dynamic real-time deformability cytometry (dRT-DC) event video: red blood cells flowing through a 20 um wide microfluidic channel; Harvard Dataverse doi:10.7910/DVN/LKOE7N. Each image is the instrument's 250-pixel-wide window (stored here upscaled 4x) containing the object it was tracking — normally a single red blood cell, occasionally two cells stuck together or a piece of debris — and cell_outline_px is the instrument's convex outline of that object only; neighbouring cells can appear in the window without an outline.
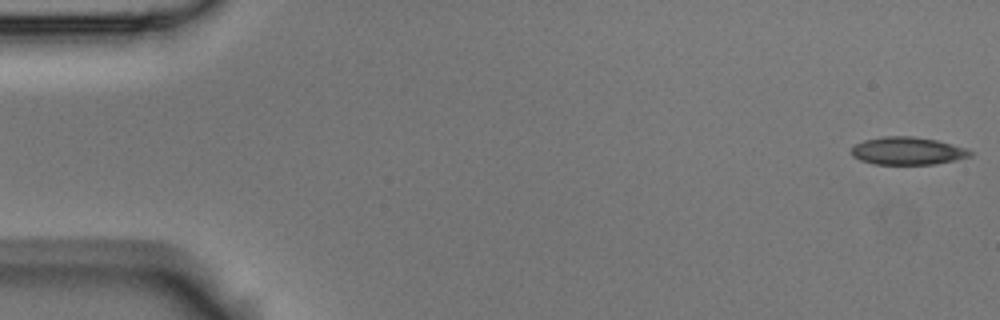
{"species": "Egyptian fruit bat (a non-hibernating species)", "species_latin": "Rousettus aegyptiacus", "temperature_condition": "room temperature", "stored_images_in_passage": 55, "camera_frame_rate_fps": 3000, "um_per_image_px": 0.085, "animal": {"sex": "male"}, "frame": {"image": 1, "passage_image": 1, "time_ms": 0.0, "image_size_px": [1000, 320], "cell_outline_px": [[972, 156], [956, 160], [936, 164], [876, 164], [860, 160], [852, 156], [848, 152], [856, 144], [864, 140], [884, 136], [912, 136], [936, 140], [952, 144], [964, 148], [972, 152]], "centroid_in_image_um": [77.12, 12.83], "position_along_channel_um": 7.9, "area_um2": 19.19}}
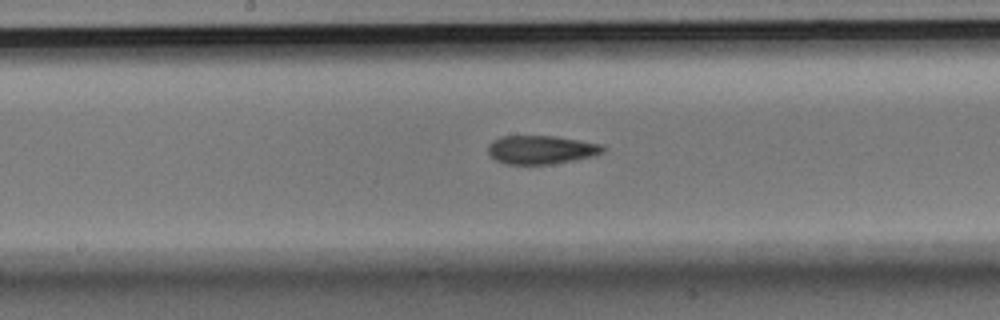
{"frame": {"image": 2, "passage_image": 28, "time_ms": 9.0, "image_size_px": [1000, 320], "cell_outline_px": [[608, 148], [604, 152], [592, 156], [572, 160], [548, 164], [504, 164], [496, 160], [488, 152], [488, 144], [492, 140], [500, 136], [556, 136], [604, 144]], "centroid_in_image_um": [46.02, 12.71], "position_along_channel_um": 202.2, "area_um2": 19.25}}
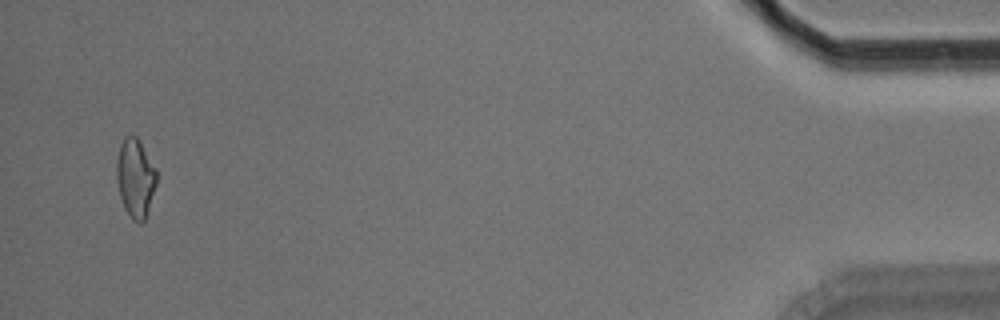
{"frame": {"image": 3, "passage_image": 53, "time_ms": 17.333, "image_size_px": [1000, 320], "cell_outline_px": [[156, 184], [144, 220], [140, 224], [132, 220], [124, 208], [120, 196], [116, 176], [116, 164], [120, 144], [124, 136], [136, 136], [140, 140], [156, 168]], "centroid_in_image_um": [11.49, 15.11], "position_along_channel_um": 423.7, "area_um2": 18.26}, "authors_computed_cell_mechanics": {"area_um2": 19.2474, "velocity_mm_per_s": 3.6566, "shape_relaxation_time_tau1_ms": null, "shape_relaxation_time_tau2_ms": 2.9651, "deformation_change_tau1": null, "deformation_change_tau2": 0.092}}